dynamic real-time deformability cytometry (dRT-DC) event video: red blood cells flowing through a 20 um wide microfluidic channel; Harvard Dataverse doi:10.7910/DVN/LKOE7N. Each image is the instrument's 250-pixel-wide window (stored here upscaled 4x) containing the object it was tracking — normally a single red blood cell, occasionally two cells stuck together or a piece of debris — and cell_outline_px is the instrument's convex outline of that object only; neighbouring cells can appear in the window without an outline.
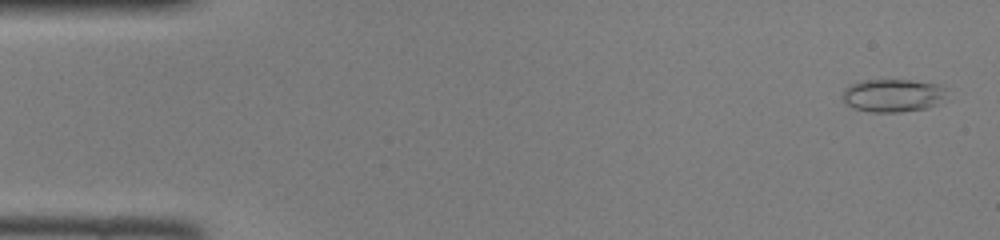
{"species": "common noctule bat (a hibernating species)", "species_latin": "Nyctalus noctula", "temperature_condition": "room temperature", "stored_images_in_passage": 45, "camera_frame_rate_fps": 3000, "um_per_image_px": 0.085, "animal": {"sex": "female", "body_mass_g": 22.0, "forearm_length_mm": 56.7}, "frame": {"image": 1, "passage_image": 2, "time_ms": 0.333, "image_size_px": [1000, 240], "cell_outline_px": [[944, 88], [940, 96], [932, 104], [924, 108], [900, 112], [872, 112], [852, 108], [844, 100], [844, 88], [848, 84], [864, 80], [908, 80], [940, 84]], "centroid_in_image_um": [75.76, 8.1], "position_along_channel_um": 9.2, "area_um2": 19.36}}
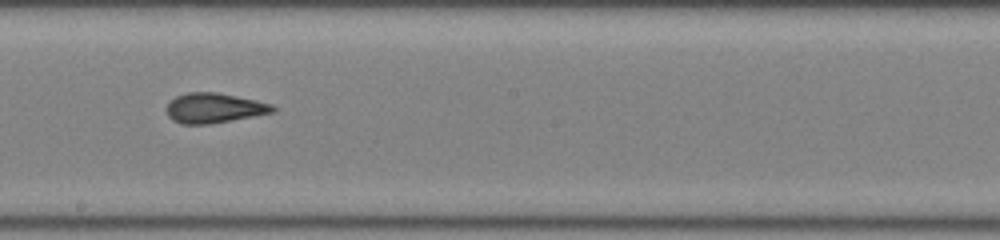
{"frame": {"image": 2, "passage_image": 26, "time_ms": 8.333, "image_size_px": [1000, 240], "cell_outline_px": [[276, 112], [208, 124], [180, 124], [172, 120], [168, 116], [168, 104], [176, 96], [188, 92], [216, 92], [256, 100], [272, 104], [276, 108]], "centroid_in_image_um": [18.22, 9.18], "position_along_channel_um": 230.0, "area_um2": 18.38}}
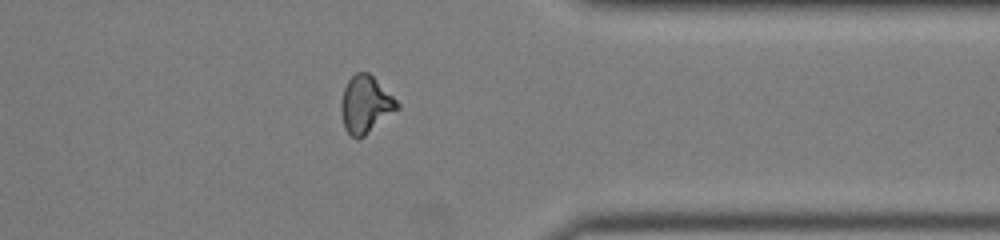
{"frame": {"image": 3, "passage_image": 37, "time_ms": 12.0, "image_size_px": [1000, 240], "cell_outline_px": [[400, 108], [364, 136], [356, 140], [344, 128], [340, 112], [340, 104], [344, 88], [348, 80], [356, 72], [368, 72], [400, 104]], "centroid_in_image_um": [31.05, 8.9], "position_along_channel_um": 380.4, "area_um2": 18.61}}